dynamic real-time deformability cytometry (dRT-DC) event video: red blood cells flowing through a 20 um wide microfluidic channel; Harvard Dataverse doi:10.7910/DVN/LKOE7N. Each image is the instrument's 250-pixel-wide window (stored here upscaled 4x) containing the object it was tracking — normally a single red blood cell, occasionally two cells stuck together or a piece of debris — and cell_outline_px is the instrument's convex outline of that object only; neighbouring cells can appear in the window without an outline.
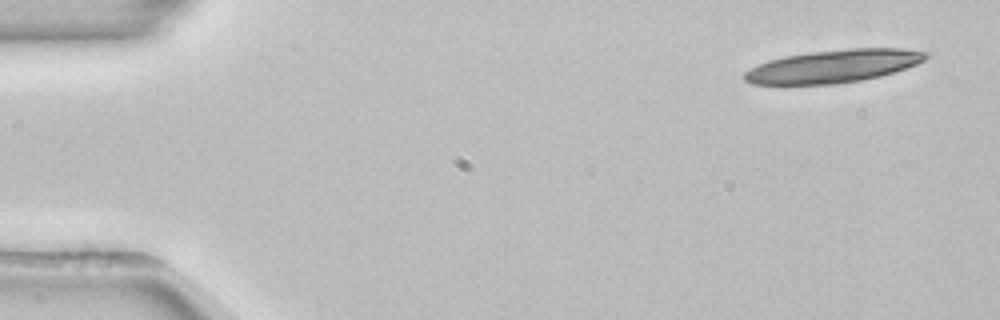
{"species": "common noctule bat (a hibernating species)", "species_latin": "Nyctalus noctula", "temperature_condition": "room temperature", "stored_images_in_passage": 16, "camera_frame_rate_fps": 3000, "um_per_image_px": 0.085, "animal": {"sex": "female", "body_mass_g": 22.7, "forearm_length_mm": 54.2}, "frame": {"image": 1, "passage_image": 1, "time_ms": 0.0, "image_size_px": [1000, 320], "cell_outline_px": [[932, 52], [924, 60], [916, 64], [880, 76], [860, 80], [836, 84], [752, 84], [744, 80], [744, 72], [768, 60], [784, 56], [812, 52], [852, 48], [900, 48]], "centroid_in_image_um": [70.86, 5.62], "position_along_channel_um": 14.1, "area_um2": 34.51}}